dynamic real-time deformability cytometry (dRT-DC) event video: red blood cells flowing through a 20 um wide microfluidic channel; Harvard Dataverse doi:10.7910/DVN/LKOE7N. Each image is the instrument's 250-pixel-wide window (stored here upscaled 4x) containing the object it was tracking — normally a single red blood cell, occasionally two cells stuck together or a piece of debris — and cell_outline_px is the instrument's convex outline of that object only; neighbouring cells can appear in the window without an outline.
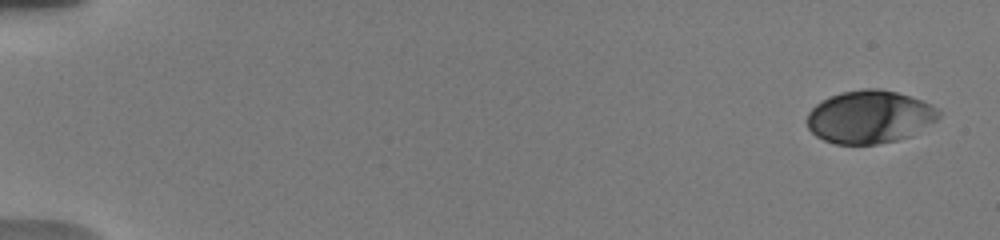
{"species": "human", "species_latin": "Homo sapiens", "temperature_condition": "warm", "stored_images_in_passage": 15, "camera_frame_rate_fps": 3000, "um_per_image_px": 0.085, "donor": {"sex": "male"}, "frame": {"image": 1, "passage_image": 1, "time_ms": 0.0, "image_size_px": [1000, 240], "cell_outline_px": [[940, 116], [936, 120], [912, 136], [896, 140], [876, 144], [836, 144], [824, 140], [816, 136], [808, 128], [808, 112], [816, 104], [840, 92], [864, 88], [880, 88], [896, 92], [924, 100], [932, 104], [940, 112]], "centroid_in_image_um": [73.95, 9.93], "position_along_channel_um": 11.1, "area_um2": 40.63}}
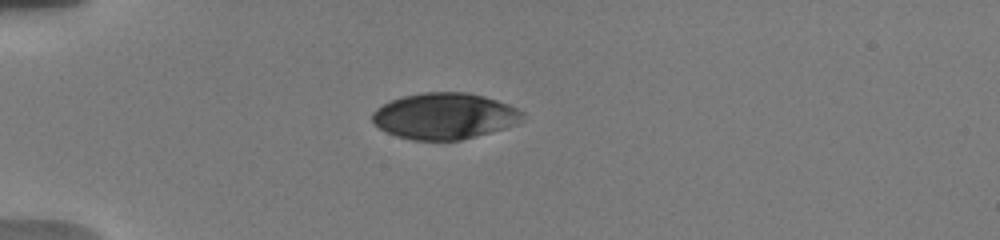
{"frame": {"image": 2, "passage_image": 11, "time_ms": 4.667, "image_size_px": [1000, 240], "cell_outline_px": [[524, 116], [516, 124], [504, 128], [476, 136], [460, 140], [412, 140], [396, 136], [380, 128], [372, 120], [372, 112], [376, 108], [392, 100], [404, 96], [424, 92], [468, 92], [484, 96], [508, 104], [524, 112]], "centroid_in_image_um": [37.79, 9.86], "position_along_channel_um": 47.2, "area_um2": 40.23}}
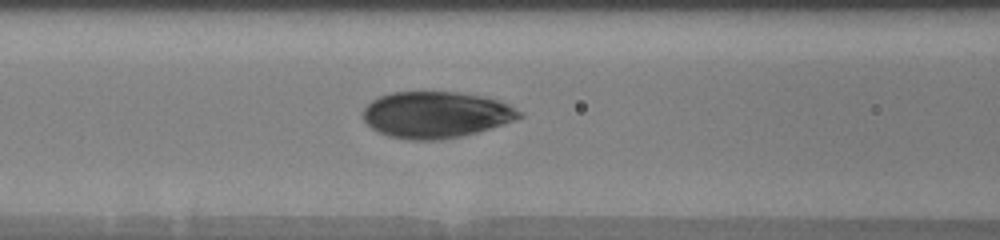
{"frame": {"image": 3, "passage_image": 15, "time_ms": 7.667, "image_size_px": [1000, 240], "cell_outline_px": [[524, 116], [516, 120], [504, 124], [476, 132], [460, 136], [440, 140], [408, 140], [388, 136], [372, 128], [364, 120], [364, 108], [372, 100], [380, 96], [392, 92], [456, 92], [484, 96], [500, 100], [524, 112]], "centroid_in_image_um": [37.1, 9.75], "position_along_channel_um": 129.5, "area_um2": 42.37}}